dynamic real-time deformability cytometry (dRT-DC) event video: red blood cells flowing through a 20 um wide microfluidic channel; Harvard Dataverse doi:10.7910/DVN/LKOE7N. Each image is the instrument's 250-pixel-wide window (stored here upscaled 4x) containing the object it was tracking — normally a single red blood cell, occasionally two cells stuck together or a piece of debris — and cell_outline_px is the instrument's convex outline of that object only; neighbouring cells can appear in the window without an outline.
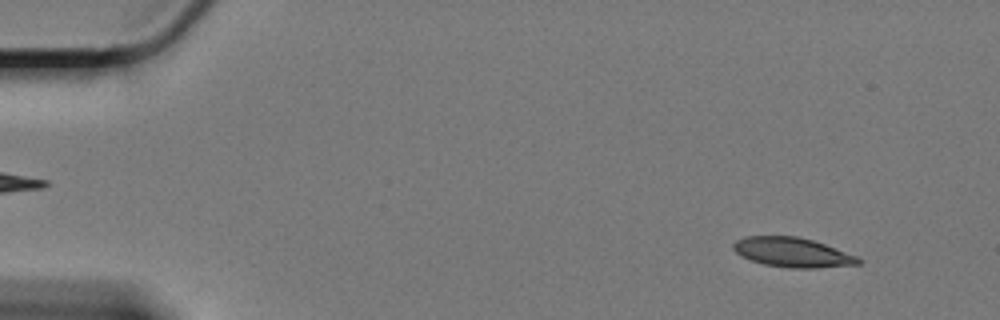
{"species": "Egyptian fruit bat (a non-hibernating species)", "species_latin": "Rousettus aegyptiacus", "temperature_condition": "cold", "stored_images_in_passage": 60, "camera_frame_rate_fps": 3000, "um_per_image_px": 0.085, "animal": {"sex": "female"}, "frame": {"image": 1, "passage_image": 5, "time_ms": 1.333, "image_size_px": [1000, 320], "cell_outline_px": [[864, 260], [860, 264], [816, 268], [788, 268], [764, 264], [740, 256], [732, 248], [732, 244], [736, 240], [744, 236], [796, 236], [812, 240], [860, 256]], "centroid_in_image_um": [67.39, 21.45], "position_along_channel_um": 17.6, "area_um2": 21.73}}
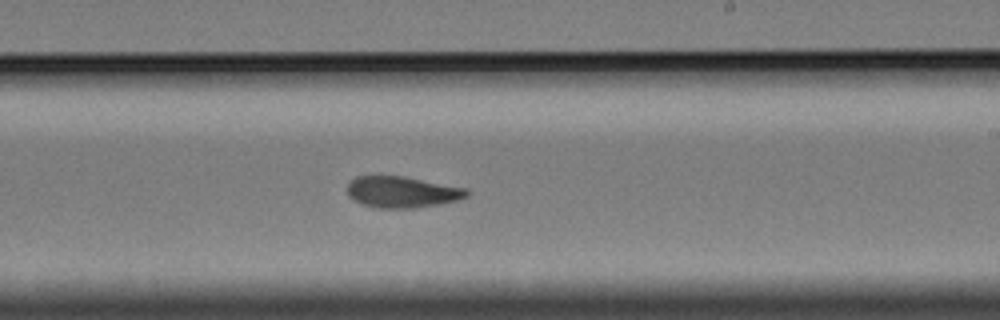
{"frame": {"image": 2, "passage_image": 36, "time_ms": 11.667, "image_size_px": [1000, 320], "cell_outline_px": [[472, 192], [468, 196], [456, 200], [440, 204], [416, 208], [376, 208], [360, 204], [352, 200], [348, 196], [348, 184], [356, 176], [404, 176], [468, 188]], "centroid_in_image_um": [34.2, 16.33], "position_along_channel_um": 254.8, "area_um2": 22.08}}
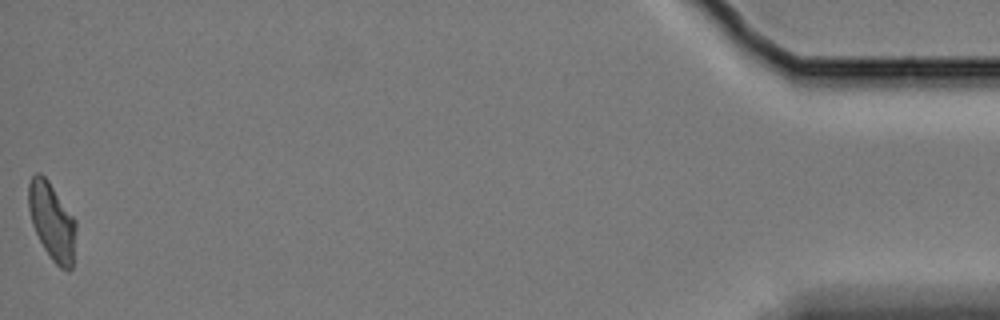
{"frame": {"image": 3, "passage_image": 60, "time_ms": 19.667, "image_size_px": [1000, 320], "cell_outline_px": [[76, 228], [72, 268], [68, 272], [60, 268], [52, 260], [44, 248], [32, 224], [28, 208], [28, 184], [32, 176], [36, 172], [40, 172], [48, 180], [76, 220]], "centroid_in_image_um": [4.42, 18.81], "position_along_channel_um": 430.8, "area_um2": 21.39}, "authors_computed_cell_mechanics": {"area_um2": 21.8773, "velocity_mm_per_s": 3.3071, "shape_relaxation_time_tau1_ms": 8.2499, "shape_relaxation_time_tau2_ms": 4.1694, "deformation_change_tau1": 0.1729, "deformation_change_tau2": 0.1014}}